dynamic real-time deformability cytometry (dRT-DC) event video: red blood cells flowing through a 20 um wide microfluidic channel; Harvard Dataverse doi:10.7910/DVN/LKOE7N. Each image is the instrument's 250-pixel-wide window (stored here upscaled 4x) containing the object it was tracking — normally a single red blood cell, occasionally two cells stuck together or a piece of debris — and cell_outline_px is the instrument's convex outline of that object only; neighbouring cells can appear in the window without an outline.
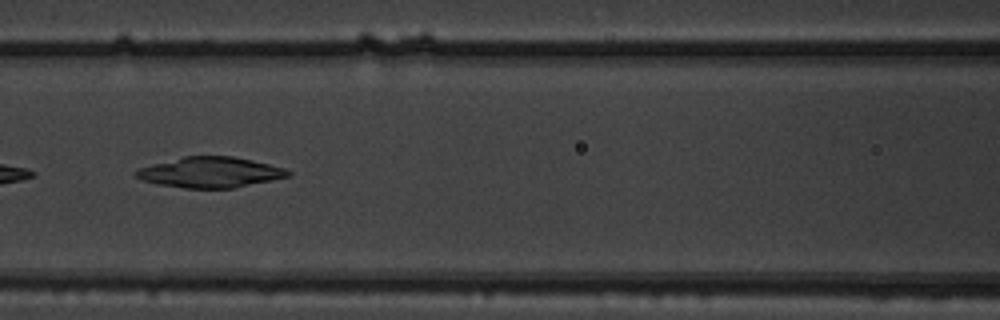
{"species": "common noctule bat (a hibernating species)", "species_latin": "Nyctalus noctula", "temperature_condition": "warm", "stored_images_in_passage": 8, "camera_frame_rate_fps": 3000, "um_per_image_px": 0.085, "animal": {"sex": "male", "body_mass_g": 19.5, "forearm_length_mm": 54.6}, "frame": {"image": 1, "passage_image": 5, "time_ms": 1.333, "image_size_px": [1000, 320], "cell_outline_px": [[292, 176], [232, 188], [184, 188], [156, 184], [132, 176], [132, 172], [140, 168], [152, 164], [184, 156], [232, 156], [252, 160], [284, 168], [292, 172]], "centroid_in_image_um": [17.85, 14.65], "position_along_channel_um": 148.8, "area_um2": 27.05}}
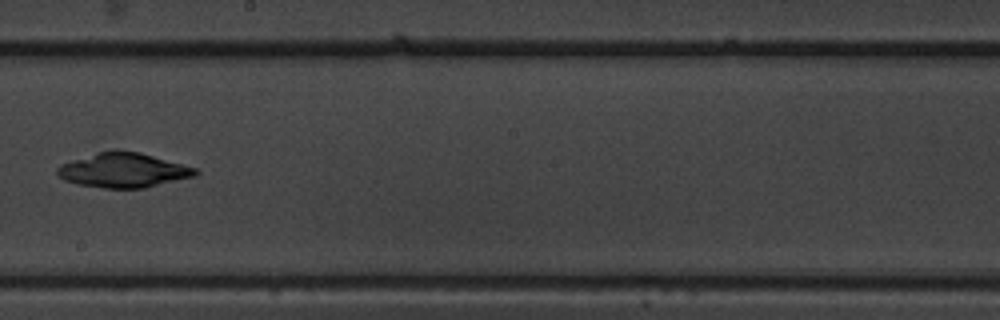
{"frame": {"image": 2, "passage_image": 7, "time_ms": 2.0, "image_size_px": [1000, 320], "cell_outline_px": [[200, 172], [196, 176], [144, 188], [104, 188], [76, 184], [64, 180], [56, 172], [56, 168], [60, 164], [96, 152], [112, 148], [116, 148], [140, 152], [196, 168]], "centroid_in_image_um": [10.47, 14.45], "position_along_channel_um": 237.7, "area_um2": 28.15}}
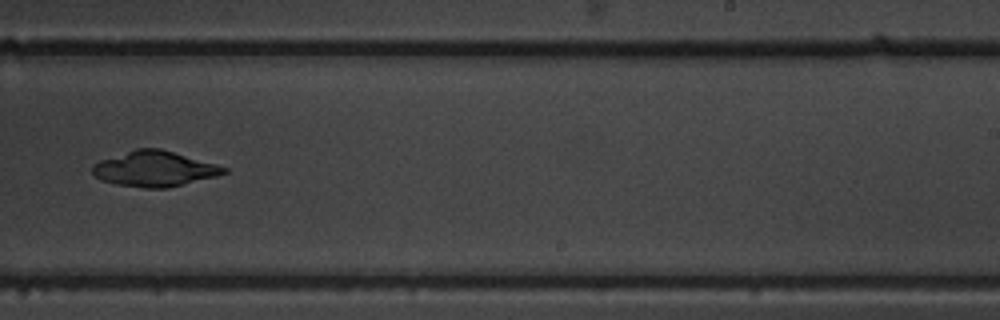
{"frame": {"image": 3, "passage_image": 8, "time_ms": 2.333, "image_size_px": [1000, 320], "cell_outline_px": [[228, 172], [216, 176], [168, 188], [144, 188], [116, 184], [100, 180], [92, 172], [92, 164], [100, 160], [136, 148], [160, 148], [216, 164], [228, 168]], "centroid_in_image_um": [13.11, 14.35], "position_along_channel_um": 275.9, "area_um2": 27.05}}